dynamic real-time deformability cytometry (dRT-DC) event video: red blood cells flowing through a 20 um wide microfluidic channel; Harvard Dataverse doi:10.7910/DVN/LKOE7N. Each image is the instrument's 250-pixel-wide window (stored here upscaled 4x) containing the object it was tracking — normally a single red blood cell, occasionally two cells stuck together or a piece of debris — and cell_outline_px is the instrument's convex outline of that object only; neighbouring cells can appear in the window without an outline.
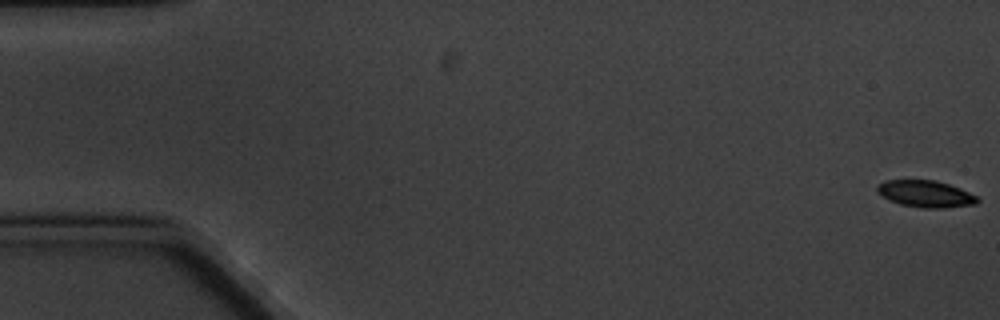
{"species": "common noctule bat (a hibernating species)", "species_latin": "Nyctalus noctula", "temperature_condition": "cold", "stored_images_in_passage": 6, "camera_frame_rate_fps": 3000, "um_per_image_px": 0.085, "animal": {"sex": "male", "body_mass_g": 20.1, "forearm_length_mm": 53.5}, "frame": {"image": 1, "passage_image": 1, "time_ms": 0.0, "image_size_px": [1000, 320], "cell_outline_px": [[980, 200], [976, 204], [944, 208], [924, 208], [900, 204], [876, 192], [876, 184], [884, 180], [936, 180], [960, 188], [976, 196]], "centroid_in_image_um": [78.67, 16.47], "position_along_channel_um": 6.3, "area_um2": 15.61}}
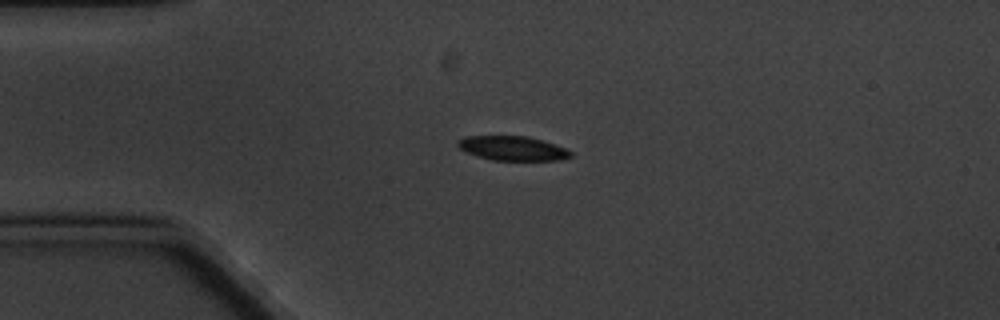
{"frame": {"image": 2, "passage_image": 5, "time_ms": 4.667, "image_size_px": [1000, 320], "cell_outline_px": [[572, 156], [560, 160], [492, 160], [476, 156], [460, 148], [456, 144], [456, 140], [464, 136], [528, 136], [564, 148], [572, 152]], "centroid_in_image_um": [43.52, 12.6], "position_along_channel_um": 41.5, "area_um2": 15.9}}